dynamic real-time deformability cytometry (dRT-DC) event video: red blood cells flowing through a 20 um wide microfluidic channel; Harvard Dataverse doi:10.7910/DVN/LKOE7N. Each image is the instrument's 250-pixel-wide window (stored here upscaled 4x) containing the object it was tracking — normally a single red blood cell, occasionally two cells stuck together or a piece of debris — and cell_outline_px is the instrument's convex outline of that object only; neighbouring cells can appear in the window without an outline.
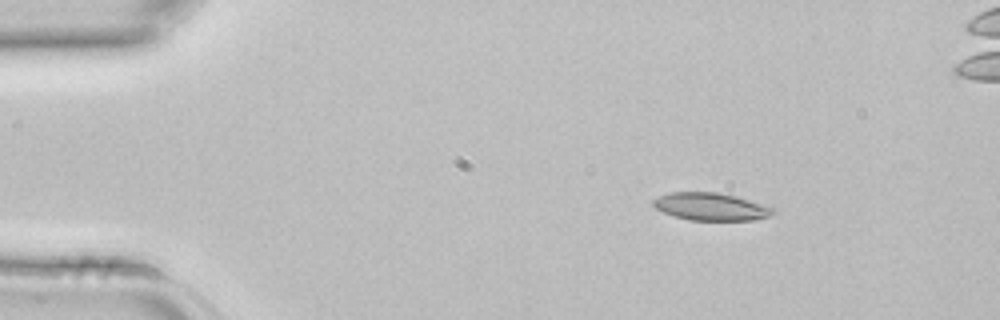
{"species": "common noctule bat (a hibernating species)", "species_latin": "Nyctalus noctula", "temperature_condition": "room temperature", "stored_images_in_passage": 3, "camera_frame_rate_fps": 3000, "um_per_image_px": 0.085, "animal": {"sex": "female", "body_mass_g": 22.7, "forearm_length_mm": 54.2}, "frame": {"image": 1, "passage_image": 1, "time_ms": 0.0, "image_size_px": [1000, 320], "cell_outline_px": [[776, 212], [768, 216], [752, 220], [688, 220], [664, 212], [656, 208], [652, 204], [652, 200], [668, 192], [716, 192], [736, 196], [772, 208]], "centroid_in_image_um": [60.38, 17.56], "position_along_channel_um": 24.6, "area_um2": 18.96}}